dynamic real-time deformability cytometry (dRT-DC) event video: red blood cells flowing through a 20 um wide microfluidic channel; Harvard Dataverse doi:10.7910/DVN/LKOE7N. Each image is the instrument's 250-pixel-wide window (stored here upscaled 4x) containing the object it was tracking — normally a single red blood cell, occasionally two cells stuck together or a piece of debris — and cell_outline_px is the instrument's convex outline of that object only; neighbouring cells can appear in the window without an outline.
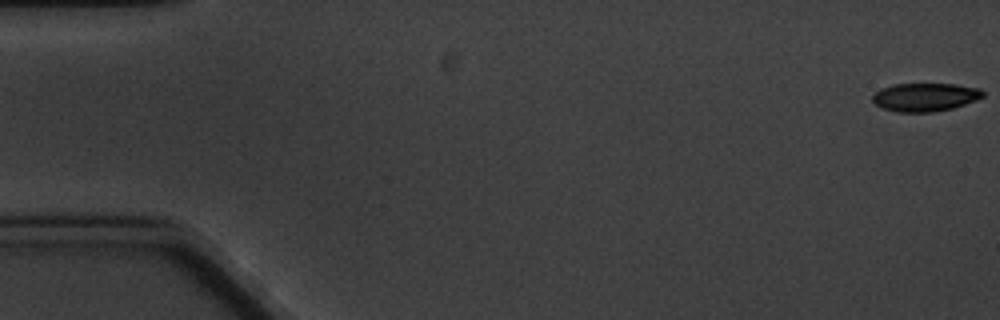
{"species": "common noctule bat (a hibernating species)", "species_latin": "Nyctalus noctula", "temperature_condition": "cold", "stored_images_in_passage": 6, "camera_frame_rate_fps": 3000, "um_per_image_px": 0.085, "animal": {"sex": "male", "body_mass_g": 20.1, "forearm_length_mm": 53.5}, "frame": {"image": 1, "passage_image": 1, "time_ms": 0.0, "image_size_px": [1000, 320], "cell_outline_px": [[984, 96], [976, 100], [952, 108], [932, 112], [900, 112], [884, 108], [876, 104], [872, 100], [872, 96], [880, 88], [892, 84], [956, 84], [980, 88], [984, 92]], "centroid_in_image_um": [78.64, 8.24], "position_along_channel_um": 6.4, "area_um2": 18.15}}
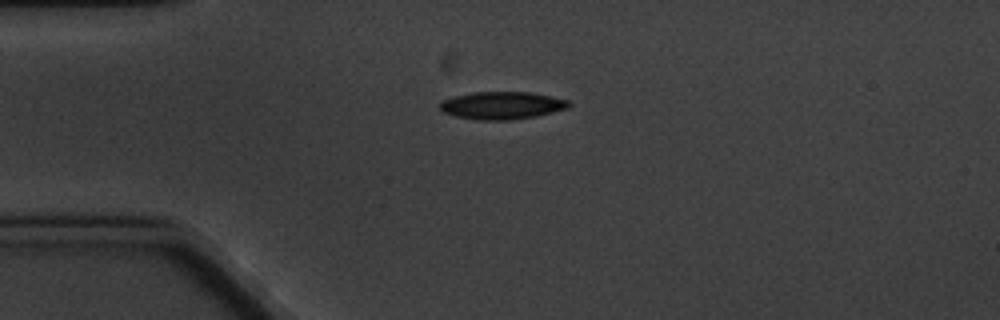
{"frame": {"image": 2, "passage_image": 5, "time_ms": 4.667, "image_size_px": [1000, 320], "cell_outline_px": [[572, 104], [568, 108], [536, 116], [512, 120], [476, 120], [456, 116], [444, 112], [440, 108], [440, 104], [444, 100], [456, 96], [472, 92], [532, 92], [568, 100]], "centroid_in_image_um": [42.7, 8.96], "position_along_channel_um": 42.3, "area_um2": 20.63}}